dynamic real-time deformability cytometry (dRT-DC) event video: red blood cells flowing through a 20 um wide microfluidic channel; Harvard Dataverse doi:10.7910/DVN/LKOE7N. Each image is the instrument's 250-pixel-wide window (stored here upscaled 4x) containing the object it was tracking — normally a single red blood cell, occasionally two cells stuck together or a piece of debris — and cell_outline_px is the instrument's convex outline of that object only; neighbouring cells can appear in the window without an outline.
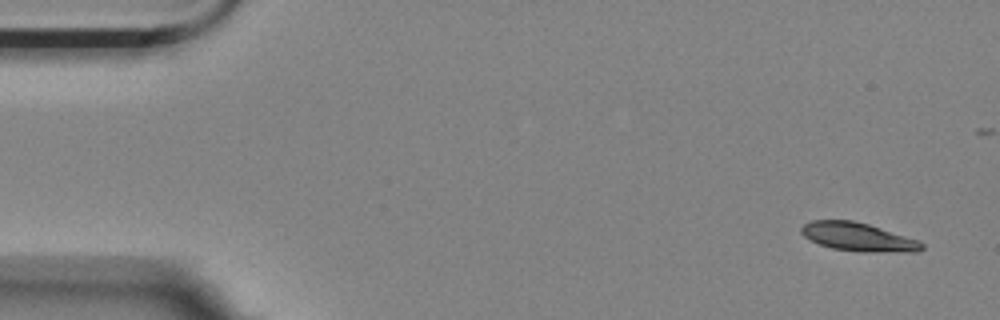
{"species": "Egyptian fruit bat (a non-hibernating species)", "species_latin": "Rousettus aegyptiacus", "temperature_condition": "room temperature", "stored_images_in_passage": 5, "camera_frame_rate_fps": 3000, "um_per_image_px": 0.085, "animal": {"sex": "female"}, "frame": {"image": 1, "passage_image": 1, "time_ms": 0.0, "image_size_px": [1000, 320], "cell_outline_px": [[924, 248], [916, 252], [860, 252], [832, 248], [820, 244], [804, 236], [800, 232], [800, 228], [804, 224], [812, 220], [852, 220], [868, 224], [920, 240], [924, 244]], "centroid_in_image_um": [72.98, 20.14], "position_along_channel_um": 12.0, "area_um2": 20.06}}
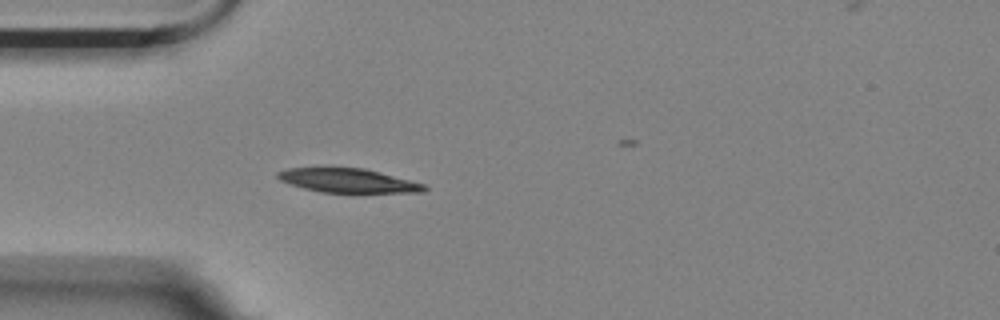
{"frame": {"image": 2, "passage_image": 4, "time_ms": 1.0, "image_size_px": [1000, 320], "cell_outline_px": [[428, 188], [424, 192], [320, 192], [304, 188], [280, 180], [276, 176], [276, 172], [288, 168], [364, 168], [428, 184]], "centroid_in_image_um": [29.64, 15.34], "position_along_channel_um": 55.4, "area_um2": 20.4}}